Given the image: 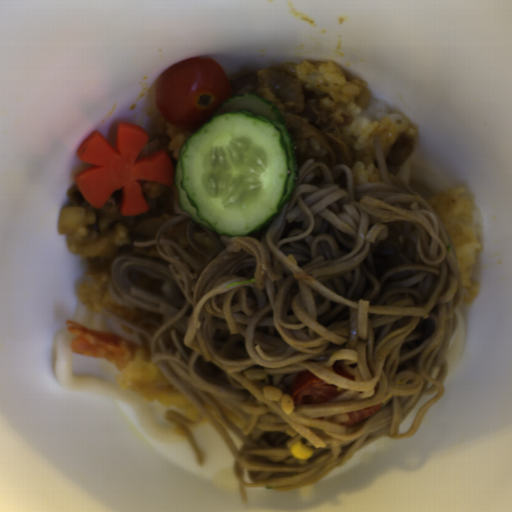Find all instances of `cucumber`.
Instances as JSON below:
<instances>
[{
	"label": "cucumber",
	"instance_id": "1",
	"mask_svg": "<svg viewBox=\"0 0 512 512\" xmlns=\"http://www.w3.org/2000/svg\"><path fill=\"white\" fill-rule=\"evenodd\" d=\"M298 173L276 105L248 92L220 105L180 148L174 184L192 221L244 238L281 213Z\"/></svg>",
	"mask_w": 512,
	"mask_h": 512
}]
</instances>
